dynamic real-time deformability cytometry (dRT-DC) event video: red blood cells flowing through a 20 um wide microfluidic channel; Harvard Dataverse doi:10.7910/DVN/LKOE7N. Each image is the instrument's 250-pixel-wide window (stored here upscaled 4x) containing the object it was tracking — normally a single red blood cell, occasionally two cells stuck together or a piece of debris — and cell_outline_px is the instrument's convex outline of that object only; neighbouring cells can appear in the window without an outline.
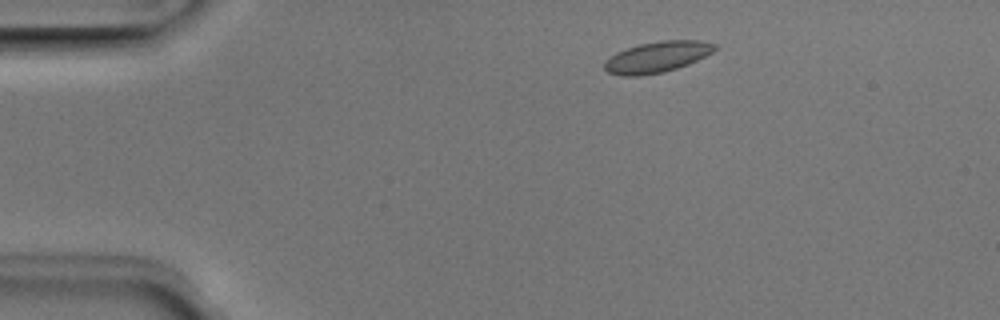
{"species": "Egyptian fruit bat (a non-hibernating species)", "species_latin": "Rousettus aegyptiacus", "temperature_condition": "room temperature", "stored_images_in_passage": 43, "camera_frame_rate_fps": 3000, "um_per_image_px": 0.085, "animal": {"sex": "male"}, "frame": {"image": 1, "passage_image": 1, "time_ms": 0.0, "image_size_px": [1000, 320], "cell_outline_px": [[720, 48], [688, 64], [664, 72], [640, 76], [620, 76], [608, 72], [604, 68], [604, 64], [616, 52], [640, 44], [660, 40], [700, 40], [716, 44]], "centroid_in_image_um": [55.88, 4.84], "position_along_channel_um": 29.1, "area_um2": 19.83}}
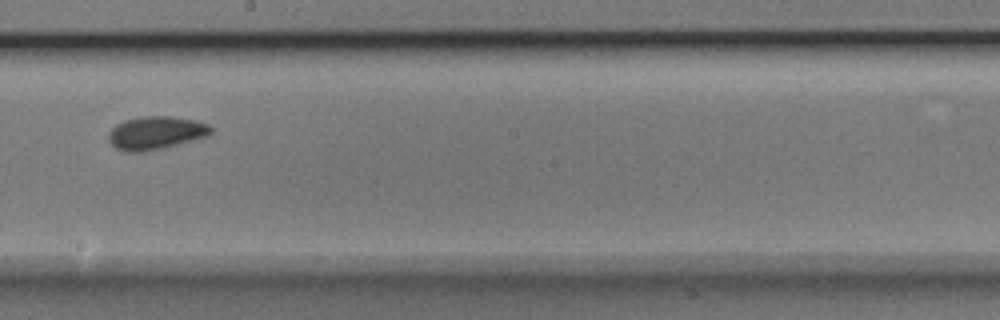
{"frame": {"image": 2, "passage_image": 21, "time_ms": 6.667, "image_size_px": [1000, 320], "cell_outline_px": [[216, 128], [208, 136], [164, 148], [144, 152], [124, 152], [116, 148], [108, 140], [108, 132], [116, 124], [124, 120], [144, 116], [172, 116], [196, 120], [208, 124]], "centroid_in_image_um": [13.27, 11.3], "position_along_channel_um": 234.9, "area_um2": 20.11}}
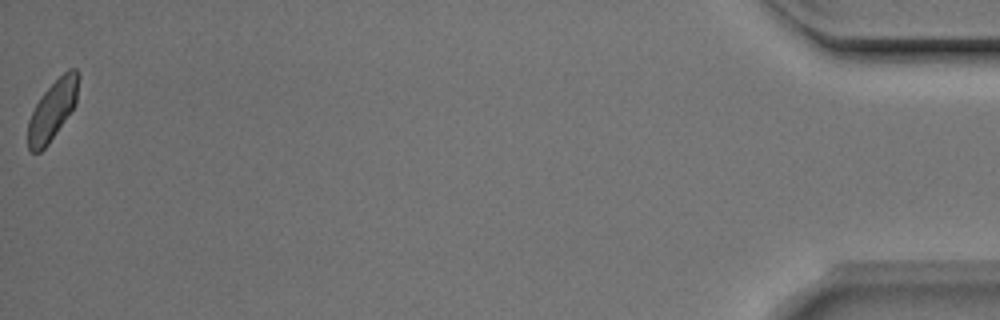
{"frame": {"image": 3, "passage_image": 43, "time_ms": 14.0, "image_size_px": [1000, 320], "cell_outline_px": [[80, 76], [76, 104], [48, 144], [40, 152], [32, 152], [28, 148], [28, 120], [36, 104], [44, 92], [68, 68], [76, 68], [80, 72]], "centroid_in_image_um": [4.49, 9.32], "position_along_channel_um": 430.7, "area_um2": 17.4}, "authors_computed_cell_mechanics": {"area_um2": 18.5538, "velocity_mm_per_s": 3.9909, "shape_relaxation_time_tau1_ms": 2.6261, "shape_relaxation_time_tau2_ms": 1.2006, "deformation_change_tau1": 0.0694, "deformation_change_tau2": 0.0506}}